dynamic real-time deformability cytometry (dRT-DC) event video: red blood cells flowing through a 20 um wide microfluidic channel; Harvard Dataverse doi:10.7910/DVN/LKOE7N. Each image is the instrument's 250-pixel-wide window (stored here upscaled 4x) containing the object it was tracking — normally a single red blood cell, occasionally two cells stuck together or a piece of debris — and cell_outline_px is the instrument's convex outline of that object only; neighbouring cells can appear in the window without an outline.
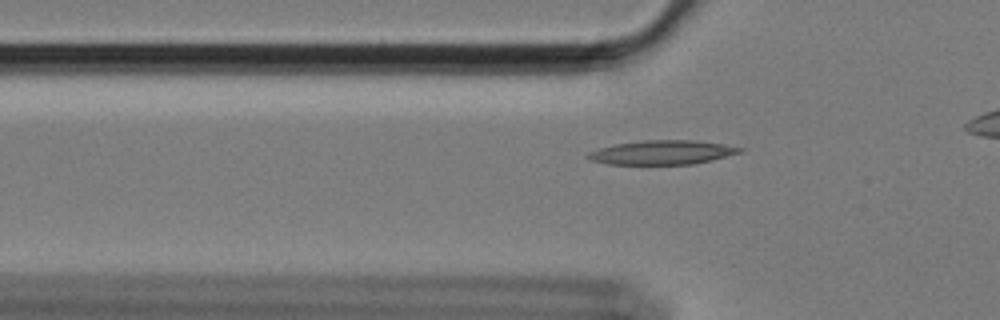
{"species": "Egyptian fruit bat (a non-hibernating species)", "species_latin": "Rousettus aegyptiacus", "temperature_condition": "cold", "stored_images_in_passage": 43, "camera_frame_rate_fps": 3000, "um_per_image_px": 0.085, "animal": {"sex": "female"}, "frame": {"image": 1, "passage_image": 11, "time_ms": 3.333, "image_size_px": [1000, 320], "cell_outline_px": [[748, 148], [740, 152], [712, 160], [692, 164], [608, 164], [592, 160], [584, 156], [588, 152], [600, 148], [616, 144], [644, 140], [692, 140], [724, 144]], "centroid_in_image_um": [56.31, 12.95], "position_along_channel_um": 69.5, "area_um2": 21.27}}
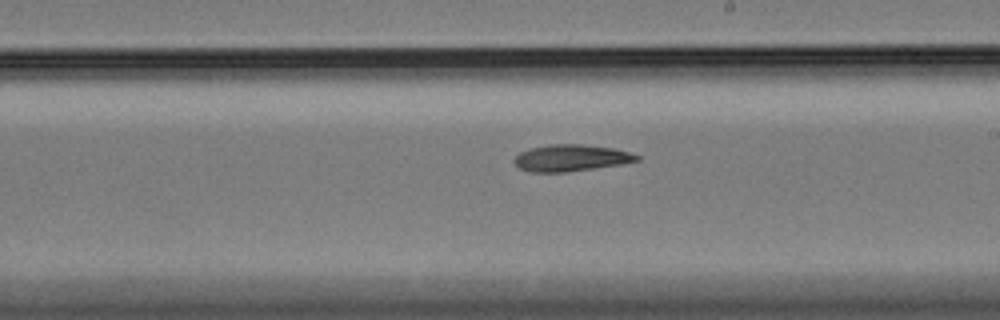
{"frame": {"image": 2, "passage_image": 26, "time_ms": 8.333, "image_size_px": [1000, 320], "cell_outline_px": [[640, 160], [620, 164], [568, 172], [532, 172], [520, 168], [512, 160], [520, 152], [528, 148], [548, 144], [580, 144], [612, 148], [628, 152], [640, 156]], "centroid_in_image_um": [48.5, 13.42], "position_along_channel_um": 240.5, "area_um2": 18.96}}
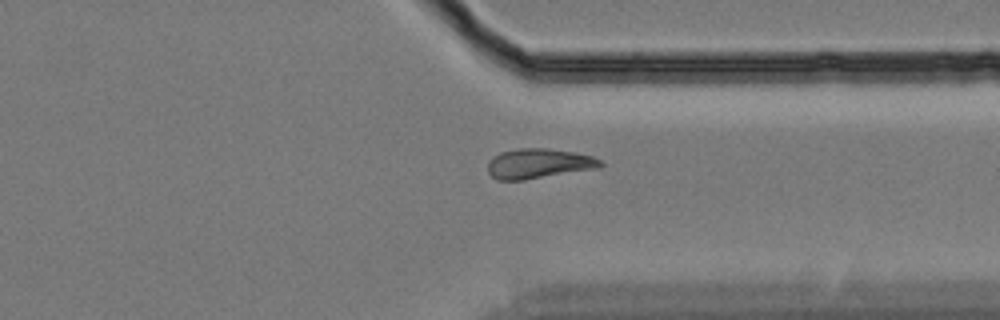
{"frame": {"image": 3, "passage_image": 37, "time_ms": 12.0, "image_size_px": [1000, 320], "cell_outline_px": [[604, 164], [600, 168], [524, 180], [496, 180], [488, 172], [488, 164], [492, 156], [500, 152], [520, 148], [548, 148], [576, 152], [592, 156], [600, 160]], "centroid_in_image_um": [45.8, 13.9], "position_along_channel_um": 365.6, "area_um2": 19.83}}